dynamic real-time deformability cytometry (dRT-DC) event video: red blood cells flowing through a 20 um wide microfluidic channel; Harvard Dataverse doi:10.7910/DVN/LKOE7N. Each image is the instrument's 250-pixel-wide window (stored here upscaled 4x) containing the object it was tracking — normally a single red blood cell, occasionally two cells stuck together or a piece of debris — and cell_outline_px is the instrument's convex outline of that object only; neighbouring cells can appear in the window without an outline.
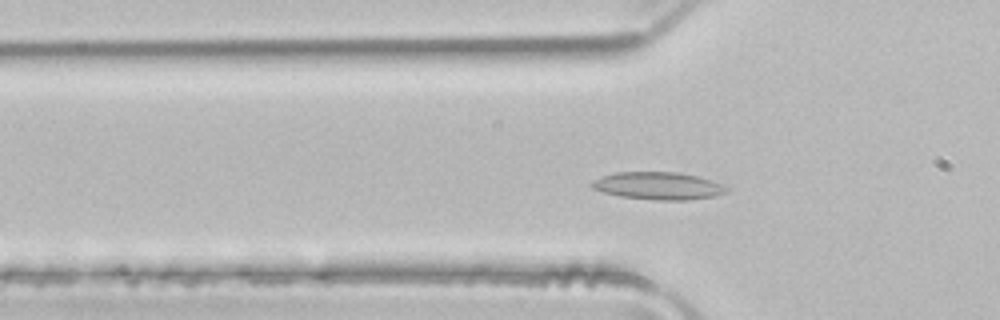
{"species": "common noctule bat (a hibernating species)", "species_latin": "Nyctalus noctula", "temperature_condition": "room temperature", "stored_images_in_passage": 36, "camera_frame_rate_fps": 3000, "um_per_image_px": 0.085, "animal": {"sex": "male", "body_mass_g": 21.5, "forearm_length_mm": 52.0}, "frame": {"image": 1, "passage_image": 2, "time_ms": 0.333, "image_size_px": [1000, 320], "cell_outline_px": [[728, 192], [716, 196], [688, 200], [656, 200], [620, 196], [604, 192], [592, 188], [588, 184], [592, 180], [616, 172], [680, 172], [696, 176], [720, 184], [728, 188]], "centroid_in_image_um": [55.93, 15.8], "position_along_channel_um": 69.9, "area_um2": 21.5}}
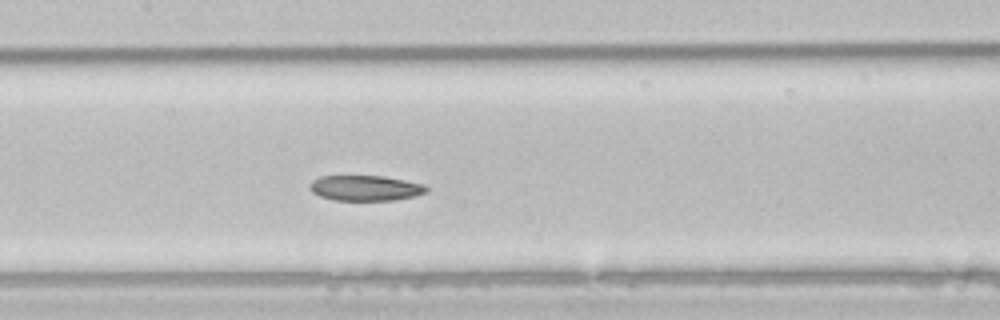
{"frame": {"image": 2, "passage_image": 10, "time_ms": 3.0, "image_size_px": [1000, 320], "cell_outline_px": [[428, 192], [412, 196], [392, 200], [332, 200], [320, 196], [312, 192], [308, 188], [308, 184], [312, 180], [320, 176], [384, 176], [424, 184], [428, 188]], "centroid_in_image_um": [31.01, 15.98], "position_along_channel_um": 176.4, "area_um2": 17.28}}
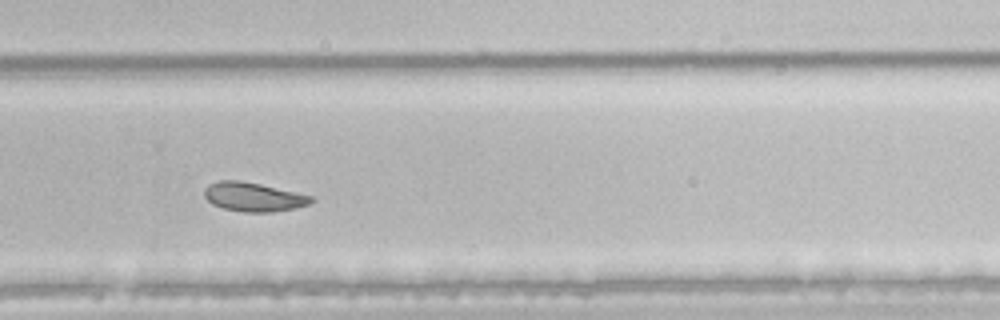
{"frame": {"image": 3, "passage_image": 20, "time_ms": 6.333, "image_size_px": [1000, 320], "cell_outline_px": [[316, 200], [308, 204], [296, 208], [272, 212], [244, 212], [224, 208], [212, 204], [204, 196], [204, 188], [208, 184], [220, 180], [240, 180], [260, 184], [312, 196]], "centroid_in_image_um": [21.53, 16.73], "position_along_channel_um": 308.3, "area_um2": 18.03}}